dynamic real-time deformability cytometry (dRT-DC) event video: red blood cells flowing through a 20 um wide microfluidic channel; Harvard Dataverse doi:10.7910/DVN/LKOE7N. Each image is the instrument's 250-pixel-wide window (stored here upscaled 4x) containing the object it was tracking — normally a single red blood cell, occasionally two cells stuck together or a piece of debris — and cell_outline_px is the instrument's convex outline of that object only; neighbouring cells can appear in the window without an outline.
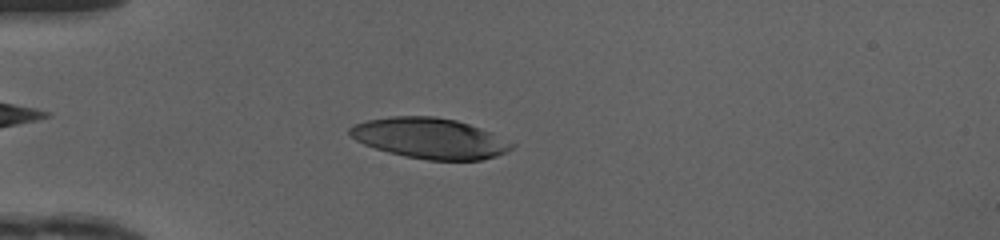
{"species": "human", "species_latin": "Homo sapiens", "temperature_condition": "cold", "stored_images_in_passage": 49, "camera_frame_rate_fps": 3000, "um_per_image_px": 0.085, "donor": {"sex": "female"}, "frame": {"image": 1, "passage_image": 14, "time_ms": 4.333, "image_size_px": [1000, 240], "cell_outline_px": [[516, 144], [512, 148], [496, 156], [480, 160], [428, 160], [404, 156], [388, 152], [364, 144], [356, 140], [348, 132], [348, 128], [352, 124], [368, 120], [388, 116], [436, 116], [456, 120], [492, 132]], "centroid_in_image_um": [36.52, 11.74], "position_along_channel_um": 48.5, "area_um2": 38.32}}
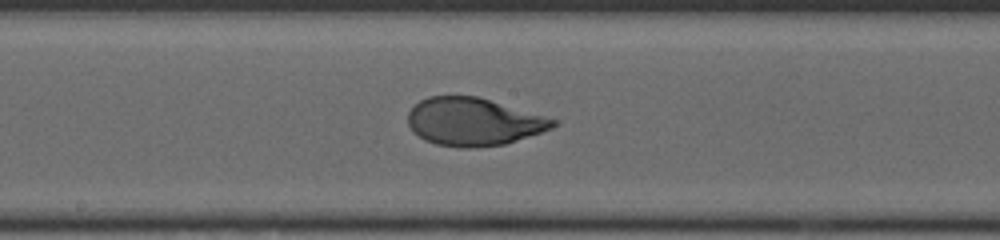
{"frame": {"image": 2, "passage_image": 27, "time_ms": 8.667, "image_size_px": [1000, 240], "cell_outline_px": [[560, 120], [552, 128], [504, 144], [472, 148], [460, 148], [436, 144], [424, 140], [412, 132], [408, 124], [408, 112], [420, 100], [428, 96], [476, 96]], "centroid_in_image_um": [40.22, 10.35], "position_along_channel_um": 208.0, "area_um2": 40.34}}
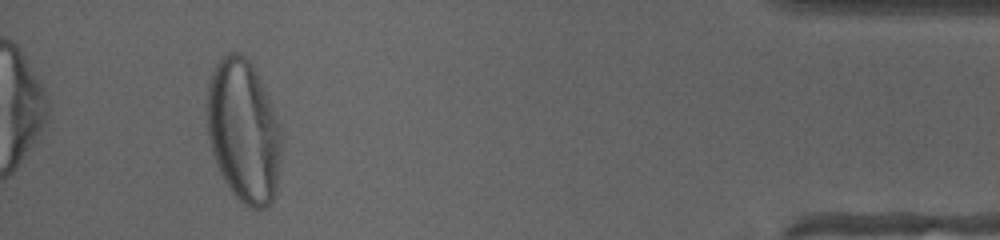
{"frame": {"image": 3, "passage_image": 46, "time_ms": 15.0, "image_size_px": [1000, 240], "cell_outline_px": [[280, 160], [276, 192], [272, 200], [264, 208], [248, 208], [228, 188], [216, 164], [208, 140], [204, 108], [204, 104], [208, 84], [212, 72], [216, 64], [228, 52], [240, 52], [252, 64], [268, 100], [280, 132]], "centroid_in_image_um": [20.63, 11.15], "position_along_channel_um": 414.6, "area_um2": 61.79}, "authors_computed_cell_mechanics": {"area_um2": 40.6912, "velocity_mm_per_s": 4.1725, "shape_relaxation_time_tau1_ms": 4.2599, "shape_relaxation_time_tau2_ms": null, "deformation_change_tau1": 0.242, "deformation_change_tau2": null}}